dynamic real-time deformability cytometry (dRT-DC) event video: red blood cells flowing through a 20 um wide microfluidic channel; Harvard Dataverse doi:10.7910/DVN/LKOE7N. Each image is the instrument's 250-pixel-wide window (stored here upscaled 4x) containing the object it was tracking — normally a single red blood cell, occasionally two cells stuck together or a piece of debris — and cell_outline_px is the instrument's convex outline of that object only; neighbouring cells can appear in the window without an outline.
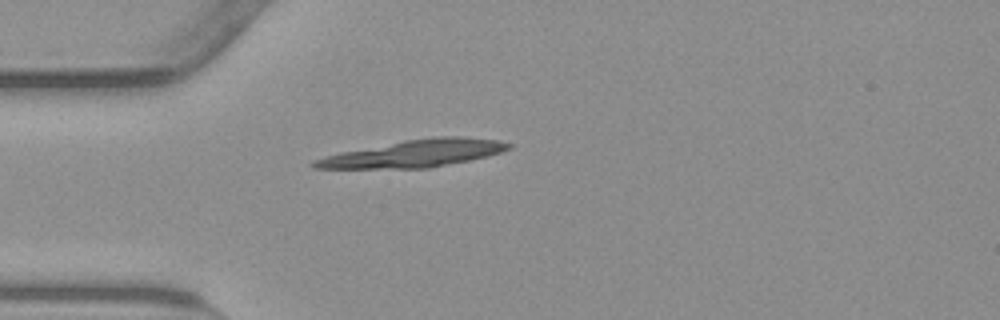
{"species": "common noctule bat (a hibernating species)", "species_latin": "Nyctalus noctula", "temperature_condition": "warm", "stored_images_in_passage": 40, "camera_frame_rate_fps": 3000, "um_per_image_px": 0.085, "animal": {"sex": "male", "body_mass_g": 23.1, "forearm_length_mm": 52.7}, "frame": {"image": 1, "passage_image": 1, "time_ms": 0.0, "image_size_px": [1000, 320], "cell_outline_px": [[512, 148], [488, 156], [428, 168], [312, 168], [308, 164], [312, 160], [324, 156], [340, 152], [404, 140], [436, 136], [460, 136], [496, 140], [512, 144]], "centroid_in_image_um": [35.17, 13.04], "position_along_channel_um": 49.8, "area_um2": 30.69}}